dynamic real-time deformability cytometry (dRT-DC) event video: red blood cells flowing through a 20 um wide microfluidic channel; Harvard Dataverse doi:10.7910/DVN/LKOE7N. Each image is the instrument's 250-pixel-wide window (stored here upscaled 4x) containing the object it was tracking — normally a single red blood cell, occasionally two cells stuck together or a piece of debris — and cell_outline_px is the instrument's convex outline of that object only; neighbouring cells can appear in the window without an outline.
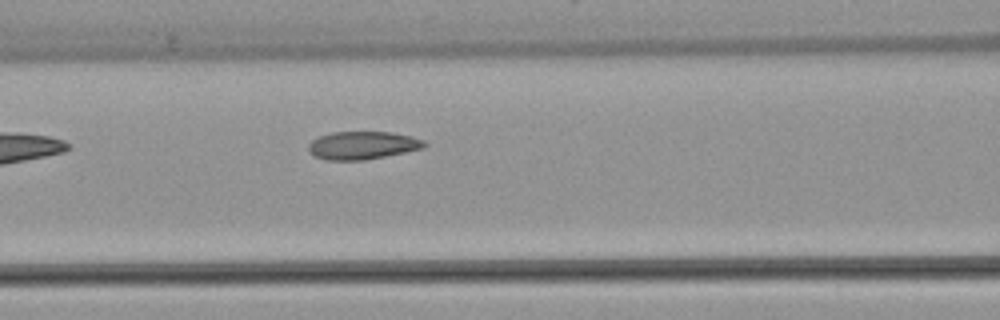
{"species": "common noctule bat (a hibernating species)", "species_latin": "Nyctalus noctula", "temperature_condition": "warm", "stored_images_in_passage": 6, "camera_frame_rate_fps": 3000, "um_per_image_px": 0.085, "animal": {"sex": "female", "body_mass_g": 22.7, "forearm_length_mm": 54.2}, "frame": {"image": 1, "passage_image": 6, "time_ms": 7.0, "image_size_px": [1000, 320], "cell_outline_px": [[428, 144], [424, 148], [364, 160], [328, 160], [316, 156], [308, 152], [308, 144], [312, 140], [320, 136], [332, 132], [392, 132], [412, 136], [424, 140]], "centroid_in_image_um": [30.83, 12.35], "position_along_channel_um": 135.8, "area_um2": 18.84}}